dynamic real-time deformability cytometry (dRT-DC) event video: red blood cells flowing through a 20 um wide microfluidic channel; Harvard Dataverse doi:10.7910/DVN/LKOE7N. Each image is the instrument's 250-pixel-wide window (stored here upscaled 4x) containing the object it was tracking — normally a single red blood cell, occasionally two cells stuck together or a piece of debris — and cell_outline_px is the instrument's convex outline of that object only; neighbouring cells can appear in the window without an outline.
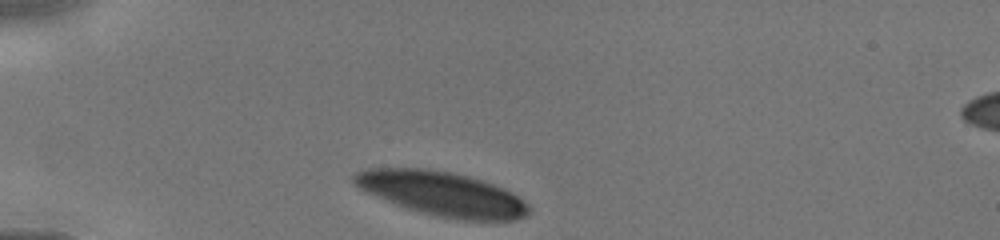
{"species": "human", "species_latin": "Homo sapiens", "temperature_condition": "cold", "stored_images_in_passage": 10, "camera_frame_rate_fps": 3000, "um_per_image_px": 0.085, "donor": {"sex": "male"}, "frame": {"image": 1, "passage_image": 1, "time_ms": 0.0, "image_size_px": [1000, 240], "cell_outline_px": [[532, 212], [528, 216], [516, 220], [460, 220], [436, 216], [420, 212], [396, 204], [376, 196], [360, 188], [352, 180], [352, 176], [356, 172], [364, 168], [424, 168], [448, 172], [468, 176], [504, 188], [512, 192], [528, 204]], "centroid_in_image_um": [37.61, 16.47], "position_along_channel_um": 47.4, "area_um2": 44.91}}
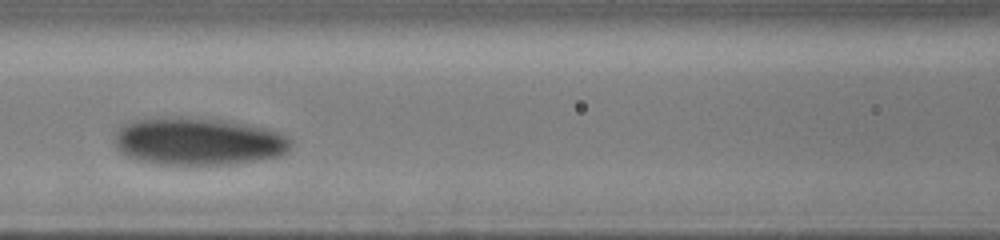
{"frame": {"image": 2, "passage_image": 9, "time_ms": 3.0, "image_size_px": [1000, 240], "cell_outline_px": [[292, 144], [288, 152], [280, 156], [232, 164], [152, 164], [136, 160], [120, 152], [116, 148], [112, 140], [116, 132], [124, 124], [132, 120], [152, 116], [180, 116], [232, 120], [268, 128], [288, 136], [292, 140]], "centroid_in_image_um": [16.83, 11.99], "position_along_channel_um": 149.8, "area_um2": 50.17}}
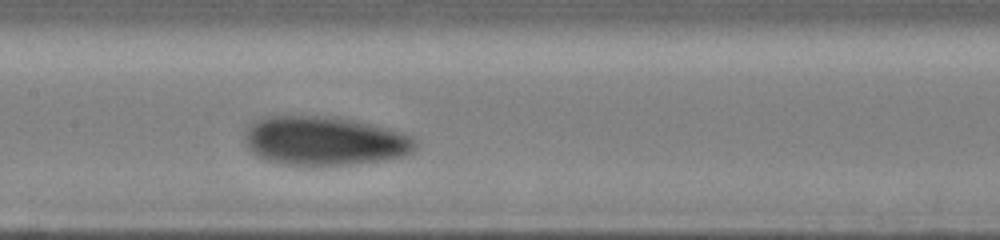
{"frame": {"image": 3, "passage_image": 10, "time_ms": 3.667, "image_size_px": [1000, 240], "cell_outline_px": [[416, 148], [412, 152], [404, 156], [384, 160], [352, 164], [284, 164], [264, 160], [252, 152], [248, 148], [244, 140], [244, 132], [248, 124], [252, 120], [268, 116], [336, 116], [356, 120], [404, 132], [412, 136], [416, 140]], "centroid_in_image_um": [27.57, 11.95], "position_along_channel_um": 179.8, "area_um2": 49.19}}